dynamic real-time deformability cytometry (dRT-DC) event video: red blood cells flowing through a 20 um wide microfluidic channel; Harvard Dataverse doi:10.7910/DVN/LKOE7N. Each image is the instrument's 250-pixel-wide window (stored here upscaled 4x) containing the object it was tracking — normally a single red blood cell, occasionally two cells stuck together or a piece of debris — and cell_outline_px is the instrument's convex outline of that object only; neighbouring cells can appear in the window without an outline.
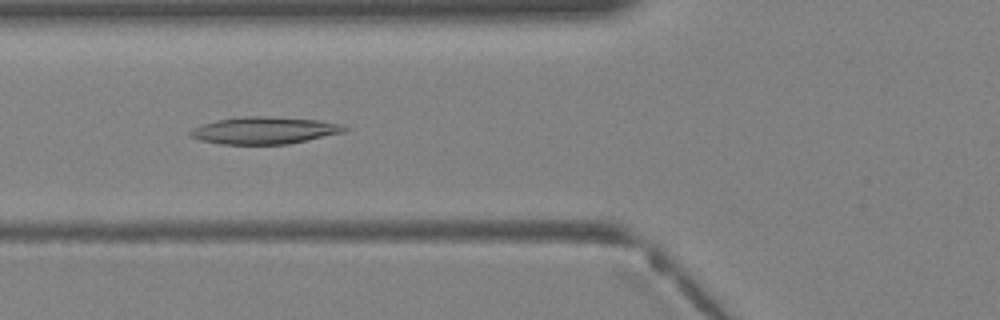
{"species": "Egyptian fruit bat (a non-hibernating species)", "species_latin": "Rousettus aegyptiacus", "temperature_condition": "warm", "stored_images_in_passage": 29, "camera_frame_rate_fps": 3000, "um_per_image_px": 0.085, "animal": {"sex": "female"}, "frame": {"image": 1, "passage_image": 6, "time_ms": 1.667, "image_size_px": [1000, 320], "cell_outline_px": [[348, 128], [344, 132], [308, 140], [288, 144], [220, 144], [200, 140], [188, 136], [188, 132], [192, 128], [216, 120], [244, 116], [268, 116], [320, 120], [344, 124]], "centroid_in_image_um": [22.48, 11.08], "position_along_channel_um": 103.3, "area_um2": 24.51}}
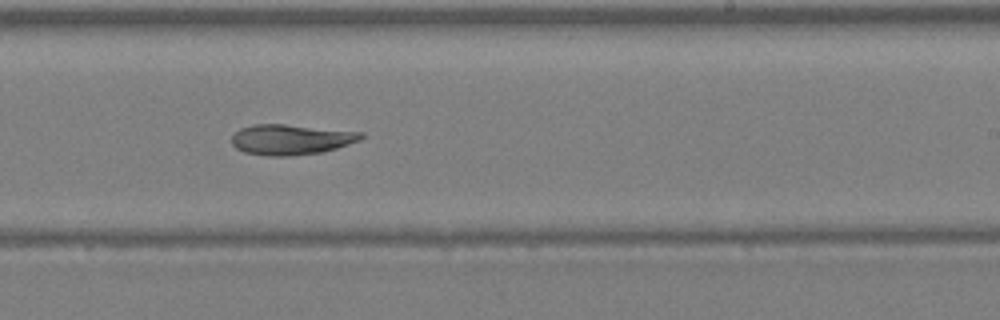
{"frame": {"image": 2, "passage_image": 15, "time_ms": 4.667, "image_size_px": [1000, 320], "cell_outline_px": [[364, 136], [360, 140], [336, 148], [320, 152], [288, 156], [268, 156], [244, 152], [236, 148], [232, 144], [232, 136], [240, 128], [252, 124], [284, 124], [364, 132]], "centroid_in_image_um": [24.72, 11.85], "position_along_channel_um": 264.3, "area_um2": 22.83}}
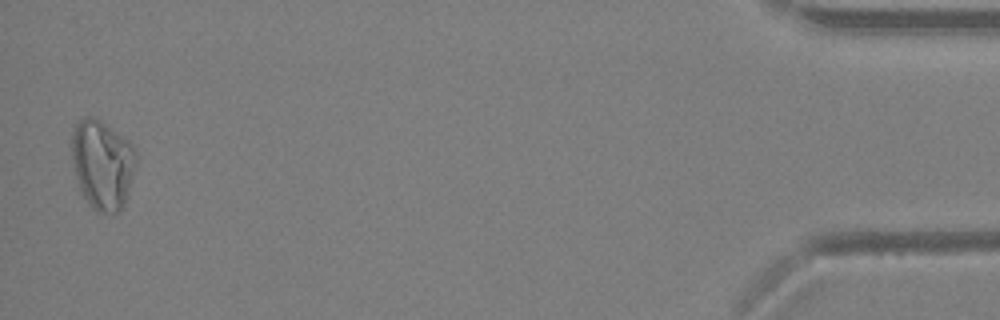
{"frame": {"image": 3, "passage_image": 29, "time_ms": 9.333, "image_size_px": [1000, 320], "cell_outline_px": [[136, 164], [128, 196], [124, 204], [116, 212], [100, 212], [92, 208], [88, 204], [80, 192], [72, 160], [72, 132], [76, 124], [84, 116], [96, 116], [128, 140], [132, 144], [136, 152]], "centroid_in_image_um": [8.71, 13.95], "position_along_channel_um": 426.5, "area_um2": 33.76}}